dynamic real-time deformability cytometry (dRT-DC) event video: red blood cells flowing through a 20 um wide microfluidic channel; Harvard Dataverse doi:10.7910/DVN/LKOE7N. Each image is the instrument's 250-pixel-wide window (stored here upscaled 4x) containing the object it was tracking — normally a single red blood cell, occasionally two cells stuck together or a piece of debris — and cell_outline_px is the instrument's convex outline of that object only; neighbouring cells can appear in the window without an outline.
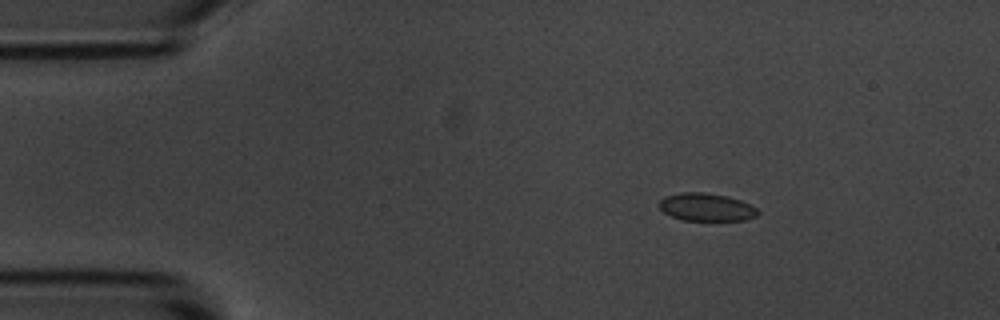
{"species": "common noctule bat (a hibernating species)", "species_latin": "Nyctalus noctula", "temperature_condition": "room temperature", "stored_images_in_passage": 5, "camera_frame_rate_fps": 3000, "um_per_image_px": 0.085, "animal": {"sex": "male", "body_mass_g": 20.1, "forearm_length_mm": 53.5}, "frame": {"image": 1, "passage_image": 3, "time_ms": 2.333, "image_size_px": [1000, 320], "cell_outline_px": [[760, 212], [756, 216], [744, 220], [684, 220], [672, 216], [664, 212], [660, 208], [660, 200], [664, 196], [680, 192], [704, 192], [728, 196], [752, 204]], "centroid_in_image_um": [60.06, 17.59], "position_along_channel_um": 24.9, "area_um2": 16.01}}
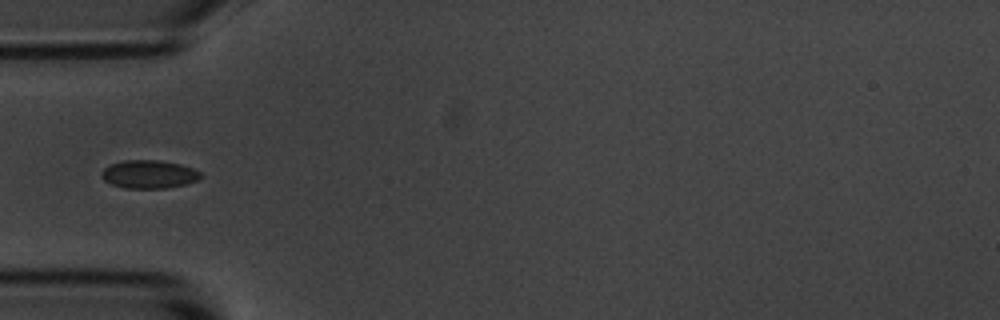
{"frame": {"image": 2, "passage_image": 5, "time_ms": 5.333, "image_size_px": [1000, 320], "cell_outline_px": [[200, 176], [196, 180], [184, 184], [168, 188], [124, 188], [112, 184], [104, 180], [100, 176], [100, 172], [104, 168], [112, 164], [124, 160], [160, 160], [180, 164], [192, 168], [200, 172]], "centroid_in_image_um": [12.62, 14.81], "position_along_channel_um": 72.4, "area_um2": 16.18}}